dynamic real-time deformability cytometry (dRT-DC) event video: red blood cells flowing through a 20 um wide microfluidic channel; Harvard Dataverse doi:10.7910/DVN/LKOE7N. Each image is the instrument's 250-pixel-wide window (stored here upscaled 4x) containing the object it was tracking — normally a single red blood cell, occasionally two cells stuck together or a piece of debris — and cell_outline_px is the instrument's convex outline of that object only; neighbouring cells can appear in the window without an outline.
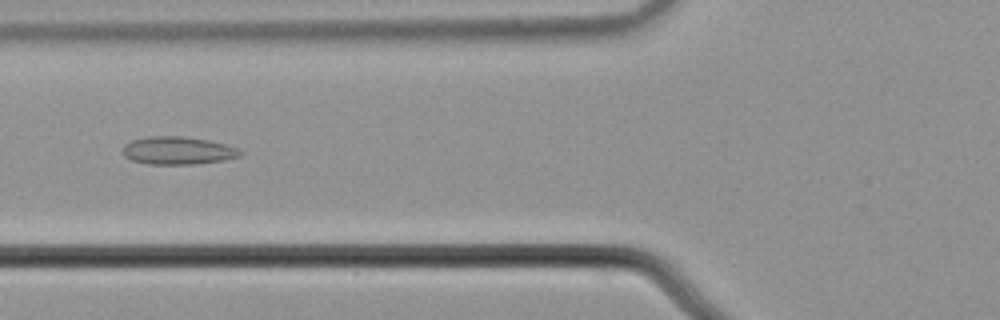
{"species": "common noctule bat (a hibernating species)", "species_latin": "Nyctalus noctula", "temperature_condition": "cold", "stored_images_in_passage": 41, "camera_frame_rate_fps": 3000, "um_per_image_px": 0.085, "animal": {"sex": "male", "body_mass_g": 21.5, "forearm_length_mm": 52.0}, "frame": {"image": 1, "passage_image": 7, "time_ms": 2.0, "image_size_px": [1000, 320], "cell_outline_px": [[244, 152], [240, 156], [224, 160], [196, 164], [148, 164], [132, 160], [124, 156], [124, 144], [132, 140], [148, 136], [184, 136], [208, 140], [228, 144], [240, 148]], "centroid_in_image_um": [15.17, 12.79], "position_along_channel_um": 110.6, "area_um2": 19.25}}
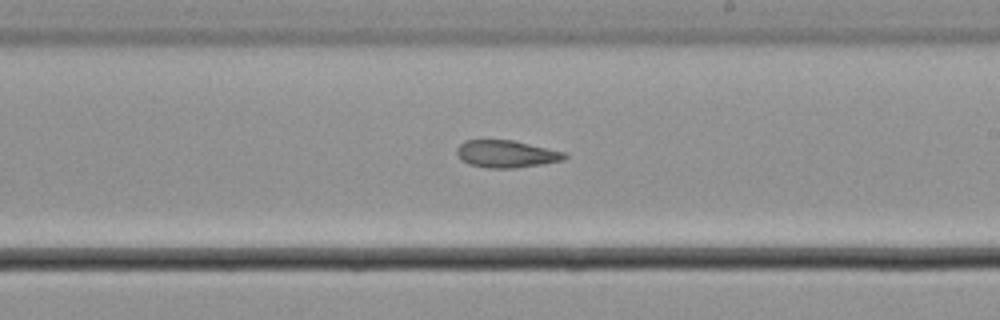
{"frame": {"image": 2, "passage_image": 18, "time_ms": 5.667, "image_size_px": [1000, 320], "cell_outline_px": [[568, 156], [564, 160], [516, 168], [488, 168], [468, 164], [460, 160], [456, 152], [456, 148], [464, 140], [512, 140], [568, 152]], "centroid_in_image_um": [43.04, 13.08], "position_along_channel_um": 246.0, "area_um2": 17.34}}
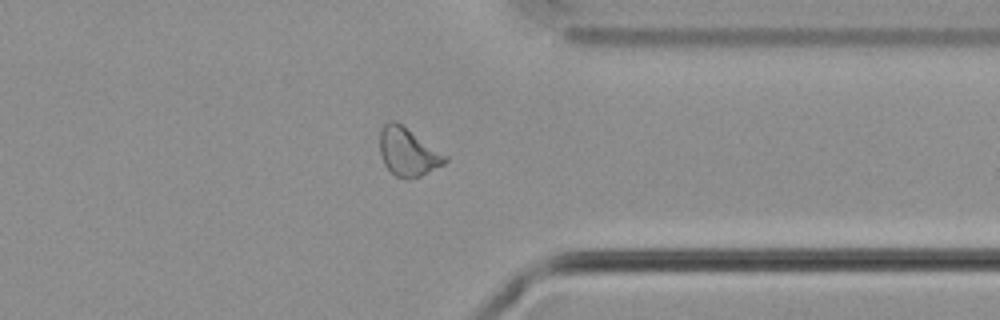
{"frame": {"image": 3, "passage_image": 29, "time_ms": 9.333, "image_size_px": [1000, 320], "cell_outline_px": [[448, 160], [444, 164], [420, 176], [408, 180], [396, 176], [384, 164], [380, 152], [380, 132], [384, 124], [388, 120], [396, 120], [448, 156]], "centroid_in_image_um": [34.67, 12.9], "position_along_channel_um": 376.7, "area_um2": 18.32}}